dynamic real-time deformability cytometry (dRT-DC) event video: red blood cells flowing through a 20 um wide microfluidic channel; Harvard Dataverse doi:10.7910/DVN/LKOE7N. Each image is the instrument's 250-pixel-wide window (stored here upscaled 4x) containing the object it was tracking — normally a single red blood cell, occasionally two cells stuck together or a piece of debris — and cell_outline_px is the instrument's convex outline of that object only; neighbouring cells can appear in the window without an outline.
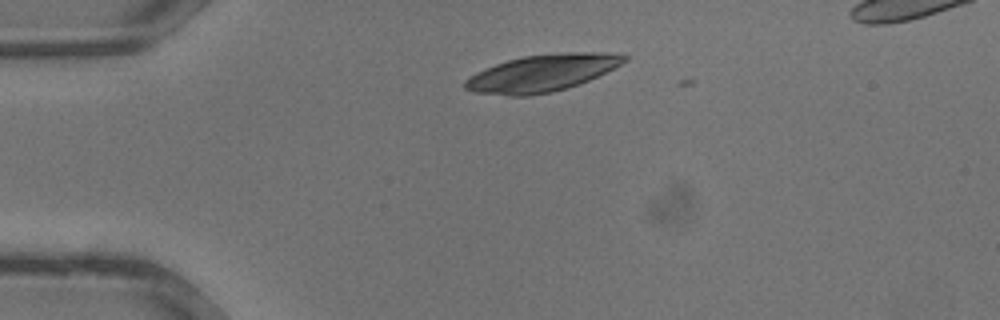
{"species": "common noctule bat (a hibernating species)", "species_latin": "Nyctalus noctula", "temperature_condition": "warm", "stored_images_in_passage": 2, "camera_frame_rate_fps": 3000, "um_per_image_px": 0.085, "animal": {"sex": "male", "body_mass_g": 13.3}, "frame": {"image": 1, "passage_image": 1, "time_ms": 0.0, "image_size_px": [1000, 320], "cell_outline_px": [[628, 60], [588, 80], [552, 92], [528, 96], [508, 96], [476, 92], [464, 88], [464, 80], [476, 72], [484, 68], [508, 60], [524, 56], [568, 52], [608, 52], [628, 56]], "centroid_in_image_um": [46.03, 6.21], "position_along_channel_um": 39.0, "area_um2": 33.87}}